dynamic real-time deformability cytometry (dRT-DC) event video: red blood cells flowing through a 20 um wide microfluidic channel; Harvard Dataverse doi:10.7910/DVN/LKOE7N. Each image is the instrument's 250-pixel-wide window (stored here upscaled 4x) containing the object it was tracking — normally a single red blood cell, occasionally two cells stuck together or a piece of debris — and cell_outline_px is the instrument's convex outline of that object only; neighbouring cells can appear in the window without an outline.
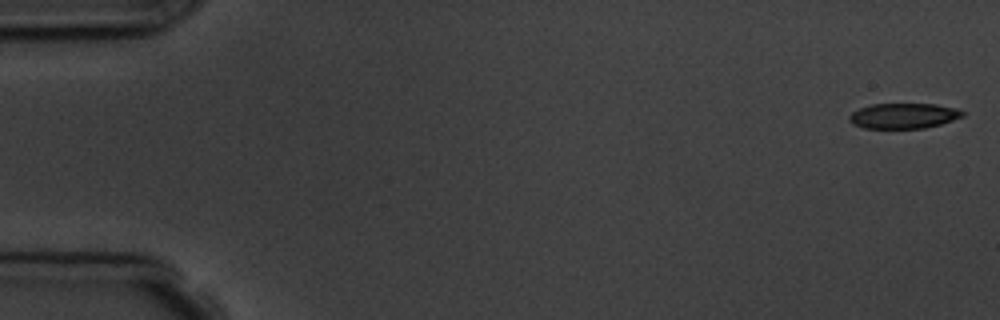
{"species": "common noctule bat (a hibernating species)", "species_latin": "Nyctalus noctula", "temperature_condition": "room temperature", "stored_images_in_passage": 5, "camera_frame_rate_fps": 3000, "um_per_image_px": 0.085, "animal": {"sex": "male", "body_mass_g": 19.5, "forearm_length_mm": 54.6}, "frame": {"image": 1, "passage_image": 1, "time_ms": 0.0, "image_size_px": [1000, 320], "cell_outline_px": [[964, 116], [940, 124], [924, 128], [864, 128], [852, 124], [848, 120], [848, 116], [852, 112], [860, 108], [872, 104], [936, 104], [956, 108], [964, 112]], "centroid_in_image_um": [76.78, 9.84], "position_along_channel_um": 8.2, "area_um2": 16.7}}